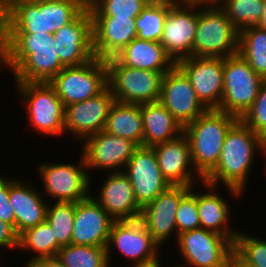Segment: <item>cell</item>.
<instances>
[{
  "mask_svg": "<svg viewBox=\"0 0 266 267\" xmlns=\"http://www.w3.org/2000/svg\"><path fill=\"white\" fill-rule=\"evenodd\" d=\"M83 0H11L10 34H54L85 9Z\"/></svg>",
  "mask_w": 266,
  "mask_h": 267,
  "instance_id": "obj_3",
  "label": "cell"
},
{
  "mask_svg": "<svg viewBox=\"0 0 266 267\" xmlns=\"http://www.w3.org/2000/svg\"><path fill=\"white\" fill-rule=\"evenodd\" d=\"M92 17V42H109L127 46L137 37L136 18H117L114 16Z\"/></svg>",
  "mask_w": 266,
  "mask_h": 267,
  "instance_id": "obj_29",
  "label": "cell"
},
{
  "mask_svg": "<svg viewBox=\"0 0 266 267\" xmlns=\"http://www.w3.org/2000/svg\"><path fill=\"white\" fill-rule=\"evenodd\" d=\"M0 219L15 228V215L9 202V175L4 174H0Z\"/></svg>",
  "mask_w": 266,
  "mask_h": 267,
  "instance_id": "obj_41",
  "label": "cell"
},
{
  "mask_svg": "<svg viewBox=\"0 0 266 267\" xmlns=\"http://www.w3.org/2000/svg\"><path fill=\"white\" fill-rule=\"evenodd\" d=\"M162 260H163V257H162V259L160 258V259L156 260V267H164V266H162L164 264ZM166 267H169V266H166ZM171 267H182V266L180 265V263L179 264L177 263Z\"/></svg>",
  "mask_w": 266,
  "mask_h": 267,
  "instance_id": "obj_49",
  "label": "cell"
},
{
  "mask_svg": "<svg viewBox=\"0 0 266 267\" xmlns=\"http://www.w3.org/2000/svg\"><path fill=\"white\" fill-rule=\"evenodd\" d=\"M189 192L188 186H170L142 209L140 219L162 249L169 239H177L176 213Z\"/></svg>",
  "mask_w": 266,
  "mask_h": 267,
  "instance_id": "obj_17",
  "label": "cell"
},
{
  "mask_svg": "<svg viewBox=\"0 0 266 267\" xmlns=\"http://www.w3.org/2000/svg\"><path fill=\"white\" fill-rule=\"evenodd\" d=\"M152 0H93L87 5L91 16L136 18Z\"/></svg>",
  "mask_w": 266,
  "mask_h": 267,
  "instance_id": "obj_37",
  "label": "cell"
},
{
  "mask_svg": "<svg viewBox=\"0 0 266 267\" xmlns=\"http://www.w3.org/2000/svg\"><path fill=\"white\" fill-rule=\"evenodd\" d=\"M152 148L161 173L171 186L191 187L203 182V177L193 166L190 143L184 133Z\"/></svg>",
  "mask_w": 266,
  "mask_h": 267,
  "instance_id": "obj_21",
  "label": "cell"
},
{
  "mask_svg": "<svg viewBox=\"0 0 266 267\" xmlns=\"http://www.w3.org/2000/svg\"><path fill=\"white\" fill-rule=\"evenodd\" d=\"M230 267H257L247 264L234 250L231 256Z\"/></svg>",
  "mask_w": 266,
  "mask_h": 267,
  "instance_id": "obj_45",
  "label": "cell"
},
{
  "mask_svg": "<svg viewBox=\"0 0 266 267\" xmlns=\"http://www.w3.org/2000/svg\"><path fill=\"white\" fill-rule=\"evenodd\" d=\"M115 102L107 86L97 96L65 106L64 135L68 133L80 144L104 130L111 105Z\"/></svg>",
  "mask_w": 266,
  "mask_h": 267,
  "instance_id": "obj_13",
  "label": "cell"
},
{
  "mask_svg": "<svg viewBox=\"0 0 266 267\" xmlns=\"http://www.w3.org/2000/svg\"><path fill=\"white\" fill-rule=\"evenodd\" d=\"M170 0H152L135 19L137 38L161 41Z\"/></svg>",
  "mask_w": 266,
  "mask_h": 267,
  "instance_id": "obj_32",
  "label": "cell"
},
{
  "mask_svg": "<svg viewBox=\"0 0 266 267\" xmlns=\"http://www.w3.org/2000/svg\"><path fill=\"white\" fill-rule=\"evenodd\" d=\"M239 230L234 242V251L247 263L266 267V239Z\"/></svg>",
  "mask_w": 266,
  "mask_h": 267,
  "instance_id": "obj_38",
  "label": "cell"
},
{
  "mask_svg": "<svg viewBox=\"0 0 266 267\" xmlns=\"http://www.w3.org/2000/svg\"><path fill=\"white\" fill-rule=\"evenodd\" d=\"M91 61L107 81L127 67L125 48L109 42H92Z\"/></svg>",
  "mask_w": 266,
  "mask_h": 267,
  "instance_id": "obj_34",
  "label": "cell"
},
{
  "mask_svg": "<svg viewBox=\"0 0 266 267\" xmlns=\"http://www.w3.org/2000/svg\"><path fill=\"white\" fill-rule=\"evenodd\" d=\"M173 243L182 267H230L234 244L224 235L199 228L179 234Z\"/></svg>",
  "mask_w": 266,
  "mask_h": 267,
  "instance_id": "obj_8",
  "label": "cell"
},
{
  "mask_svg": "<svg viewBox=\"0 0 266 267\" xmlns=\"http://www.w3.org/2000/svg\"><path fill=\"white\" fill-rule=\"evenodd\" d=\"M140 110L144 147L171 141L183 133L184 128L159 101L140 104Z\"/></svg>",
  "mask_w": 266,
  "mask_h": 267,
  "instance_id": "obj_26",
  "label": "cell"
},
{
  "mask_svg": "<svg viewBox=\"0 0 266 267\" xmlns=\"http://www.w3.org/2000/svg\"><path fill=\"white\" fill-rule=\"evenodd\" d=\"M125 267H156V260L148 262V263H143V264H133L130 266H128L127 264L125 265Z\"/></svg>",
  "mask_w": 266,
  "mask_h": 267,
  "instance_id": "obj_48",
  "label": "cell"
},
{
  "mask_svg": "<svg viewBox=\"0 0 266 267\" xmlns=\"http://www.w3.org/2000/svg\"><path fill=\"white\" fill-rule=\"evenodd\" d=\"M124 48L128 67L168 72L175 65L158 41H147L136 37Z\"/></svg>",
  "mask_w": 266,
  "mask_h": 267,
  "instance_id": "obj_28",
  "label": "cell"
},
{
  "mask_svg": "<svg viewBox=\"0 0 266 267\" xmlns=\"http://www.w3.org/2000/svg\"><path fill=\"white\" fill-rule=\"evenodd\" d=\"M104 174L99 180L101 185L97 182L93 188L99 186L96 190L92 188L90 195L114 221L139 219L142 209L135 200L133 186L127 175L123 171ZM93 190L96 194L92 193Z\"/></svg>",
  "mask_w": 266,
  "mask_h": 267,
  "instance_id": "obj_18",
  "label": "cell"
},
{
  "mask_svg": "<svg viewBox=\"0 0 266 267\" xmlns=\"http://www.w3.org/2000/svg\"><path fill=\"white\" fill-rule=\"evenodd\" d=\"M177 236L183 232L201 228L197 207L196 185L190 187V192L180 201L176 213Z\"/></svg>",
  "mask_w": 266,
  "mask_h": 267,
  "instance_id": "obj_39",
  "label": "cell"
},
{
  "mask_svg": "<svg viewBox=\"0 0 266 267\" xmlns=\"http://www.w3.org/2000/svg\"><path fill=\"white\" fill-rule=\"evenodd\" d=\"M14 89L32 131L45 138L64 135L65 107L49 83L15 82Z\"/></svg>",
  "mask_w": 266,
  "mask_h": 267,
  "instance_id": "obj_6",
  "label": "cell"
},
{
  "mask_svg": "<svg viewBox=\"0 0 266 267\" xmlns=\"http://www.w3.org/2000/svg\"><path fill=\"white\" fill-rule=\"evenodd\" d=\"M238 53L266 80V30L257 26L240 30Z\"/></svg>",
  "mask_w": 266,
  "mask_h": 267,
  "instance_id": "obj_31",
  "label": "cell"
},
{
  "mask_svg": "<svg viewBox=\"0 0 266 267\" xmlns=\"http://www.w3.org/2000/svg\"><path fill=\"white\" fill-rule=\"evenodd\" d=\"M240 31L256 26L264 8V0H215Z\"/></svg>",
  "mask_w": 266,
  "mask_h": 267,
  "instance_id": "obj_36",
  "label": "cell"
},
{
  "mask_svg": "<svg viewBox=\"0 0 266 267\" xmlns=\"http://www.w3.org/2000/svg\"><path fill=\"white\" fill-rule=\"evenodd\" d=\"M165 73L127 66L112 76L107 83L116 102L129 104L157 102L161 96Z\"/></svg>",
  "mask_w": 266,
  "mask_h": 267,
  "instance_id": "obj_20",
  "label": "cell"
},
{
  "mask_svg": "<svg viewBox=\"0 0 266 267\" xmlns=\"http://www.w3.org/2000/svg\"><path fill=\"white\" fill-rule=\"evenodd\" d=\"M76 161L75 164L62 160L39 161L35 172L42 182L40 191L48 202L76 203L90 196L91 178L82 153Z\"/></svg>",
  "mask_w": 266,
  "mask_h": 267,
  "instance_id": "obj_7",
  "label": "cell"
},
{
  "mask_svg": "<svg viewBox=\"0 0 266 267\" xmlns=\"http://www.w3.org/2000/svg\"><path fill=\"white\" fill-rule=\"evenodd\" d=\"M176 65L188 77L202 105L207 110H219L223 97L224 58L191 56Z\"/></svg>",
  "mask_w": 266,
  "mask_h": 267,
  "instance_id": "obj_15",
  "label": "cell"
},
{
  "mask_svg": "<svg viewBox=\"0 0 266 267\" xmlns=\"http://www.w3.org/2000/svg\"><path fill=\"white\" fill-rule=\"evenodd\" d=\"M200 0H170L160 44L176 64L193 56Z\"/></svg>",
  "mask_w": 266,
  "mask_h": 267,
  "instance_id": "obj_11",
  "label": "cell"
},
{
  "mask_svg": "<svg viewBox=\"0 0 266 267\" xmlns=\"http://www.w3.org/2000/svg\"><path fill=\"white\" fill-rule=\"evenodd\" d=\"M239 30L215 0H200L194 57L226 58L238 53Z\"/></svg>",
  "mask_w": 266,
  "mask_h": 267,
  "instance_id": "obj_5",
  "label": "cell"
},
{
  "mask_svg": "<svg viewBox=\"0 0 266 267\" xmlns=\"http://www.w3.org/2000/svg\"><path fill=\"white\" fill-rule=\"evenodd\" d=\"M63 68L52 34H9L0 57V71L8 70L13 82L49 83Z\"/></svg>",
  "mask_w": 266,
  "mask_h": 267,
  "instance_id": "obj_2",
  "label": "cell"
},
{
  "mask_svg": "<svg viewBox=\"0 0 266 267\" xmlns=\"http://www.w3.org/2000/svg\"><path fill=\"white\" fill-rule=\"evenodd\" d=\"M106 249L110 267L114 265L115 258H118L115 256L117 252L120 254V257L127 259L123 262L127 263L129 261L128 264L130 265L158 260L164 254V249L147 231L140 218L114 221Z\"/></svg>",
  "mask_w": 266,
  "mask_h": 267,
  "instance_id": "obj_10",
  "label": "cell"
},
{
  "mask_svg": "<svg viewBox=\"0 0 266 267\" xmlns=\"http://www.w3.org/2000/svg\"><path fill=\"white\" fill-rule=\"evenodd\" d=\"M74 218V202H48L46 221L52 227L60 247L71 244Z\"/></svg>",
  "mask_w": 266,
  "mask_h": 267,
  "instance_id": "obj_35",
  "label": "cell"
},
{
  "mask_svg": "<svg viewBox=\"0 0 266 267\" xmlns=\"http://www.w3.org/2000/svg\"><path fill=\"white\" fill-rule=\"evenodd\" d=\"M49 84L64 107L93 98L108 86L107 80L92 61L81 66L64 67Z\"/></svg>",
  "mask_w": 266,
  "mask_h": 267,
  "instance_id": "obj_19",
  "label": "cell"
},
{
  "mask_svg": "<svg viewBox=\"0 0 266 267\" xmlns=\"http://www.w3.org/2000/svg\"><path fill=\"white\" fill-rule=\"evenodd\" d=\"M256 26L266 30V0H264L263 14Z\"/></svg>",
  "mask_w": 266,
  "mask_h": 267,
  "instance_id": "obj_46",
  "label": "cell"
},
{
  "mask_svg": "<svg viewBox=\"0 0 266 267\" xmlns=\"http://www.w3.org/2000/svg\"><path fill=\"white\" fill-rule=\"evenodd\" d=\"M87 5L90 4L93 0H83Z\"/></svg>",
  "mask_w": 266,
  "mask_h": 267,
  "instance_id": "obj_50",
  "label": "cell"
},
{
  "mask_svg": "<svg viewBox=\"0 0 266 267\" xmlns=\"http://www.w3.org/2000/svg\"><path fill=\"white\" fill-rule=\"evenodd\" d=\"M92 36V17L86 8L73 22L53 34L61 64L76 67L90 62Z\"/></svg>",
  "mask_w": 266,
  "mask_h": 267,
  "instance_id": "obj_22",
  "label": "cell"
},
{
  "mask_svg": "<svg viewBox=\"0 0 266 267\" xmlns=\"http://www.w3.org/2000/svg\"><path fill=\"white\" fill-rule=\"evenodd\" d=\"M81 146L80 152L85 159L86 169L91 178V188L96 182L91 176L93 171H103L101 173L124 171L128 160L138 147L128 139L109 134L104 130L86 138Z\"/></svg>",
  "mask_w": 266,
  "mask_h": 267,
  "instance_id": "obj_12",
  "label": "cell"
},
{
  "mask_svg": "<svg viewBox=\"0 0 266 267\" xmlns=\"http://www.w3.org/2000/svg\"><path fill=\"white\" fill-rule=\"evenodd\" d=\"M123 172L131 181L135 200L141 209L171 186L161 173L152 147L138 146Z\"/></svg>",
  "mask_w": 266,
  "mask_h": 267,
  "instance_id": "obj_14",
  "label": "cell"
},
{
  "mask_svg": "<svg viewBox=\"0 0 266 267\" xmlns=\"http://www.w3.org/2000/svg\"><path fill=\"white\" fill-rule=\"evenodd\" d=\"M23 263V267H63L56 257L37 258L27 263Z\"/></svg>",
  "mask_w": 266,
  "mask_h": 267,
  "instance_id": "obj_44",
  "label": "cell"
},
{
  "mask_svg": "<svg viewBox=\"0 0 266 267\" xmlns=\"http://www.w3.org/2000/svg\"><path fill=\"white\" fill-rule=\"evenodd\" d=\"M196 187L201 228L224 235L234 244L239 228L232 226L234 223L231 201L229 202L228 197L225 198L220 193V186H213L203 181Z\"/></svg>",
  "mask_w": 266,
  "mask_h": 267,
  "instance_id": "obj_25",
  "label": "cell"
},
{
  "mask_svg": "<svg viewBox=\"0 0 266 267\" xmlns=\"http://www.w3.org/2000/svg\"><path fill=\"white\" fill-rule=\"evenodd\" d=\"M238 120L220 110H207L184 127L195 170L204 178L218 163L227 131Z\"/></svg>",
  "mask_w": 266,
  "mask_h": 267,
  "instance_id": "obj_4",
  "label": "cell"
},
{
  "mask_svg": "<svg viewBox=\"0 0 266 267\" xmlns=\"http://www.w3.org/2000/svg\"><path fill=\"white\" fill-rule=\"evenodd\" d=\"M264 81L239 53L224 58L219 110L240 119L254 103Z\"/></svg>",
  "mask_w": 266,
  "mask_h": 267,
  "instance_id": "obj_9",
  "label": "cell"
},
{
  "mask_svg": "<svg viewBox=\"0 0 266 267\" xmlns=\"http://www.w3.org/2000/svg\"><path fill=\"white\" fill-rule=\"evenodd\" d=\"M240 120L259 135L266 131V80L262 83L254 103Z\"/></svg>",
  "mask_w": 266,
  "mask_h": 267,
  "instance_id": "obj_40",
  "label": "cell"
},
{
  "mask_svg": "<svg viewBox=\"0 0 266 267\" xmlns=\"http://www.w3.org/2000/svg\"><path fill=\"white\" fill-rule=\"evenodd\" d=\"M60 248L57 238L54 237L53 229L47 221L28 228L19 235L18 251H22L21 254L23 251L28 255L33 254H30V258L27 255L26 263L37 258L56 257Z\"/></svg>",
  "mask_w": 266,
  "mask_h": 267,
  "instance_id": "obj_30",
  "label": "cell"
},
{
  "mask_svg": "<svg viewBox=\"0 0 266 267\" xmlns=\"http://www.w3.org/2000/svg\"><path fill=\"white\" fill-rule=\"evenodd\" d=\"M11 0H0V57L4 54L10 34Z\"/></svg>",
  "mask_w": 266,
  "mask_h": 267,
  "instance_id": "obj_42",
  "label": "cell"
},
{
  "mask_svg": "<svg viewBox=\"0 0 266 267\" xmlns=\"http://www.w3.org/2000/svg\"><path fill=\"white\" fill-rule=\"evenodd\" d=\"M261 149L263 157L266 160V131L261 134Z\"/></svg>",
  "mask_w": 266,
  "mask_h": 267,
  "instance_id": "obj_47",
  "label": "cell"
},
{
  "mask_svg": "<svg viewBox=\"0 0 266 267\" xmlns=\"http://www.w3.org/2000/svg\"><path fill=\"white\" fill-rule=\"evenodd\" d=\"M32 183L19 175L16 178L9 176V202L14 211L15 231L18 235L46 221L48 200L41 193V186Z\"/></svg>",
  "mask_w": 266,
  "mask_h": 267,
  "instance_id": "obj_23",
  "label": "cell"
},
{
  "mask_svg": "<svg viewBox=\"0 0 266 267\" xmlns=\"http://www.w3.org/2000/svg\"><path fill=\"white\" fill-rule=\"evenodd\" d=\"M109 134L128 139L143 146V121L140 104L114 102L104 128Z\"/></svg>",
  "mask_w": 266,
  "mask_h": 267,
  "instance_id": "obj_27",
  "label": "cell"
},
{
  "mask_svg": "<svg viewBox=\"0 0 266 267\" xmlns=\"http://www.w3.org/2000/svg\"><path fill=\"white\" fill-rule=\"evenodd\" d=\"M261 153V154H260ZM258 155L263 159V172L266 173V160L261 149V135L249 129L238 119L227 131L217 165L203 178L205 183L224 187L225 194L232 199L243 198L249 184L252 168ZM256 160V162H255ZM231 194V195H230Z\"/></svg>",
  "mask_w": 266,
  "mask_h": 267,
  "instance_id": "obj_1",
  "label": "cell"
},
{
  "mask_svg": "<svg viewBox=\"0 0 266 267\" xmlns=\"http://www.w3.org/2000/svg\"><path fill=\"white\" fill-rule=\"evenodd\" d=\"M159 102L183 128L207 111L188 77L176 64L164 74Z\"/></svg>",
  "mask_w": 266,
  "mask_h": 267,
  "instance_id": "obj_16",
  "label": "cell"
},
{
  "mask_svg": "<svg viewBox=\"0 0 266 267\" xmlns=\"http://www.w3.org/2000/svg\"><path fill=\"white\" fill-rule=\"evenodd\" d=\"M56 258L63 267H110L106 247L70 244L61 247Z\"/></svg>",
  "mask_w": 266,
  "mask_h": 267,
  "instance_id": "obj_33",
  "label": "cell"
},
{
  "mask_svg": "<svg viewBox=\"0 0 266 267\" xmlns=\"http://www.w3.org/2000/svg\"><path fill=\"white\" fill-rule=\"evenodd\" d=\"M19 247V235L16 233L15 228L0 219V251L4 253L5 249H11L9 252H17ZM13 250V251H12ZM2 254L0 253V256ZM1 258V257H0ZM0 267H3L1 265L0 261Z\"/></svg>",
  "mask_w": 266,
  "mask_h": 267,
  "instance_id": "obj_43",
  "label": "cell"
},
{
  "mask_svg": "<svg viewBox=\"0 0 266 267\" xmlns=\"http://www.w3.org/2000/svg\"><path fill=\"white\" fill-rule=\"evenodd\" d=\"M114 220L90 195L75 203L71 244L107 247Z\"/></svg>",
  "mask_w": 266,
  "mask_h": 267,
  "instance_id": "obj_24",
  "label": "cell"
}]
</instances>
